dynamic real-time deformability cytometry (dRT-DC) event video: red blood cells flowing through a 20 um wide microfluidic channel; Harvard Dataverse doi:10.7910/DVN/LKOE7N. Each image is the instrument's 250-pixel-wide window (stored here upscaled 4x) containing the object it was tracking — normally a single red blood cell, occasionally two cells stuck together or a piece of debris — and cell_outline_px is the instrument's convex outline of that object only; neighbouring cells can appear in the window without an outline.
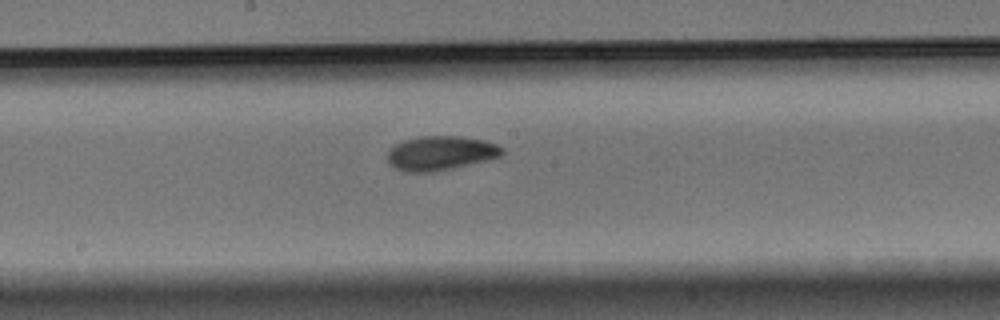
{"species": "Egyptian fruit bat (a non-hibernating species)", "species_latin": "Rousettus aegyptiacus", "temperature_condition": "warm", "stored_images_in_passage": 9, "camera_frame_rate_fps": 3000, "um_per_image_px": 0.085, "animal": {"sex": "male"}, "frame": {"image": 1, "passage_image": 9, "time_ms": 2.667, "image_size_px": [1000, 320], "cell_outline_px": [[504, 152], [500, 156], [452, 168], [432, 172], [404, 172], [392, 168], [388, 164], [388, 152], [396, 144], [404, 140], [420, 136], [460, 136], [484, 140], [496, 144], [504, 148]], "centroid_in_image_um": [37.41, 13.02], "position_along_channel_um": 210.8, "area_um2": 22.83}}